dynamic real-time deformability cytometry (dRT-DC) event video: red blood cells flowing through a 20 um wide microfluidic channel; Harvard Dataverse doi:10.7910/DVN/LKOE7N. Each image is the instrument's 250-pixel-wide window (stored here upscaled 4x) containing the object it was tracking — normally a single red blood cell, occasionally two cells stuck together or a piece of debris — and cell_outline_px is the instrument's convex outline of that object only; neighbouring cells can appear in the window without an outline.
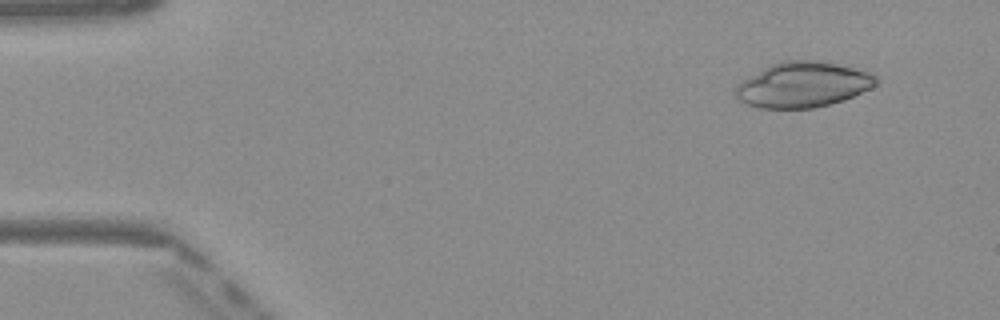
{"species": "Egyptian fruit bat (a non-hibernating species)", "species_latin": "Rousettus aegyptiacus", "temperature_condition": "warm", "stored_images_in_passage": 45, "camera_frame_rate_fps": 3000, "um_per_image_px": 0.085, "frame": {"image": 1, "passage_image": 1, "time_ms": 0.0, "image_size_px": [1000, 320], "cell_outline_px": [[880, 84], [872, 88], [844, 100], [812, 108], [760, 108], [744, 104], [736, 96], [736, 84], [764, 68], [772, 64], [784, 60], [820, 60], [868, 72], [876, 76], [880, 80]], "centroid_in_image_um": [68.27, 7.2], "position_along_channel_um": 16.7, "area_um2": 37.05}}